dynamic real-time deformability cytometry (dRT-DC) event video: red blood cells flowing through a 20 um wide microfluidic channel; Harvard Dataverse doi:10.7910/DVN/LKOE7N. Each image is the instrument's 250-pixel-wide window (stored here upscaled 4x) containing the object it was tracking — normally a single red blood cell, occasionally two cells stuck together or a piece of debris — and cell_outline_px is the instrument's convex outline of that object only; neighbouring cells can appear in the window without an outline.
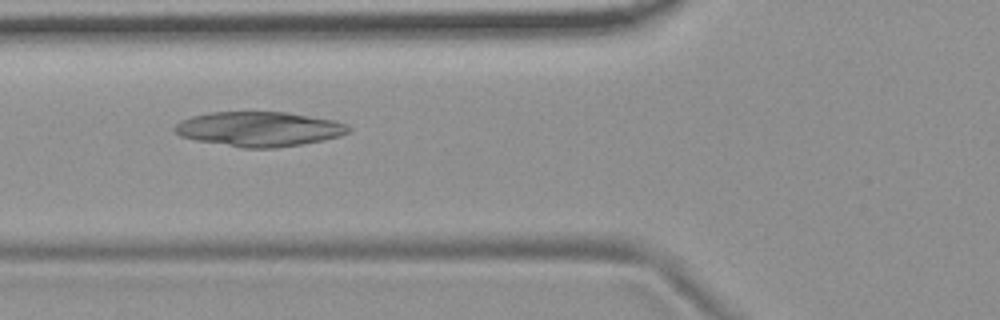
{"species": "common noctule bat (a hibernating species)", "species_latin": "Nyctalus noctula", "temperature_condition": "room temperature", "stored_images_in_passage": 9, "camera_frame_rate_fps": 3000, "um_per_image_px": 0.085, "animal": {"sex": "female", "body_mass_g": 19.9}, "frame": {"image": 1, "passage_image": 4, "time_ms": 3.333, "image_size_px": [1000, 320], "cell_outline_px": [[352, 128], [348, 132], [340, 136], [324, 140], [300, 144], [272, 148], [244, 148], [196, 140], [180, 136], [172, 128], [180, 120], [192, 116], [208, 112], [288, 112], [332, 120], [348, 124]], "centroid_in_image_um": [22.01, 10.96], "position_along_channel_um": 103.8, "area_um2": 35.14}}
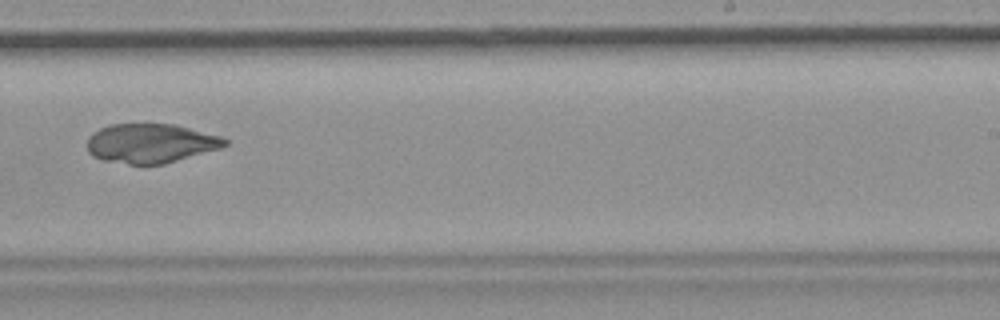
{"frame": {"image": 2, "passage_image": 8, "time_ms": 8.0, "image_size_px": [1000, 320], "cell_outline_px": [[228, 144], [220, 148], [164, 164], [128, 164], [104, 160], [92, 156], [88, 152], [88, 136], [92, 132], [108, 124], [176, 124], [220, 136], [228, 140]], "centroid_in_image_um": [12.79, 12.17], "position_along_channel_um": 276.2, "area_um2": 31.56}}
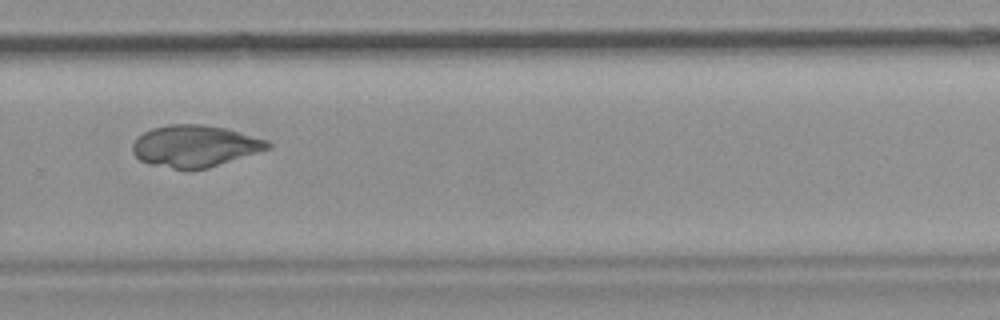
{"frame": {"image": 3, "passage_image": 9, "time_ms": 9.0, "image_size_px": [1000, 320], "cell_outline_px": [[272, 148], [208, 168], [188, 172], [184, 172], [148, 164], [140, 160], [132, 152], [132, 144], [144, 132], [152, 128], [168, 124], [204, 124], [224, 128], [268, 140], [272, 144]], "centroid_in_image_um": [16.55, 12.45], "position_along_channel_um": 313.2, "area_um2": 33.47}}